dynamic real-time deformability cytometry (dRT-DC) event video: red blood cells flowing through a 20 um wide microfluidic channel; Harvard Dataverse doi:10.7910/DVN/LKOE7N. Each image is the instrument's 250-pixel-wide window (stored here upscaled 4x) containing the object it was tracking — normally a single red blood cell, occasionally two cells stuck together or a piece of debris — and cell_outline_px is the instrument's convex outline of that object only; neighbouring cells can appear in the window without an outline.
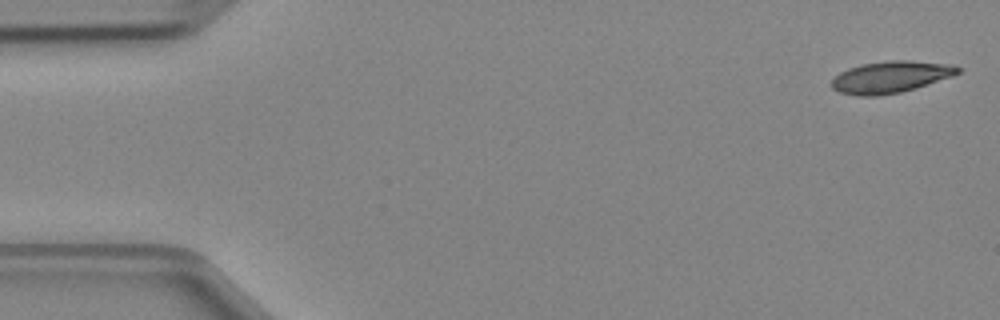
{"species": "Egyptian fruit bat (a non-hibernating species)", "species_latin": "Rousettus aegyptiacus", "temperature_condition": "cold", "stored_images_in_passage": 5, "camera_frame_rate_fps": 3000, "um_per_image_px": 0.085, "animal": {"sex": "female"}, "frame": {"image": 1, "passage_image": 1, "time_ms": 0.0, "image_size_px": [1000, 320], "cell_outline_px": [[960, 72], [952, 76], [916, 88], [900, 92], [876, 96], [860, 96], [840, 92], [832, 88], [832, 80], [840, 72], [848, 68], [860, 64], [892, 60], [912, 60], [952, 64], [960, 68]], "centroid_in_image_um": [75.71, 6.53], "position_along_channel_um": 9.3, "area_um2": 23.29}}
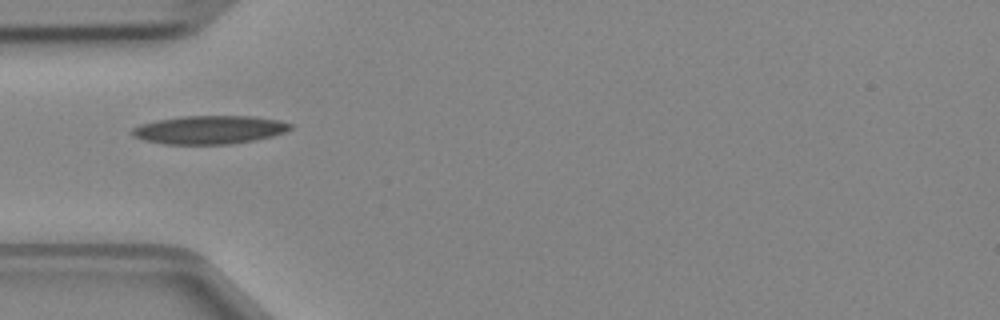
{"frame": {"image": 2, "passage_image": 4, "time_ms": 1.0, "image_size_px": [1000, 320], "cell_outline_px": [[292, 128], [284, 132], [272, 136], [256, 140], [232, 144], [164, 144], [144, 140], [132, 136], [132, 128], [140, 124], [156, 120], [180, 116], [252, 116], [280, 120], [292, 124]], "centroid_in_image_um": [17.8, 11.03], "position_along_channel_um": 67.2, "area_um2": 26.3}}